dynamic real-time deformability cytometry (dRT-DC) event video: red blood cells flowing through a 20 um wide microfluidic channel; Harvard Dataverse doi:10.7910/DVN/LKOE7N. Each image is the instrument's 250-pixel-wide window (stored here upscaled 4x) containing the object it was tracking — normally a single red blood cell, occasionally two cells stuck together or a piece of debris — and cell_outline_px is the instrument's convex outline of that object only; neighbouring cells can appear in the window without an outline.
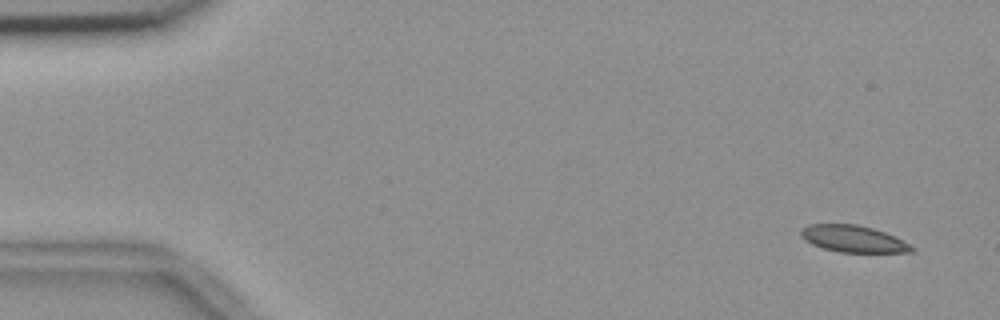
{"species": "common noctule bat (a hibernating species)", "species_latin": "Nyctalus noctula", "temperature_condition": "room temperature", "stored_images_in_passage": 4, "camera_frame_rate_fps": 3000, "um_per_image_px": 0.085, "animal": {"sex": "female", "body_mass_g": 18.4}, "frame": {"image": 1, "passage_image": 1, "time_ms": 0.0, "image_size_px": [1000, 320], "cell_outline_px": [[916, 248], [912, 252], [840, 252], [824, 248], [812, 244], [804, 240], [800, 236], [800, 228], [808, 224], [856, 224], [872, 228], [884, 232]], "centroid_in_image_um": [72.46, 20.29], "position_along_channel_um": 12.5, "area_um2": 17.11}}
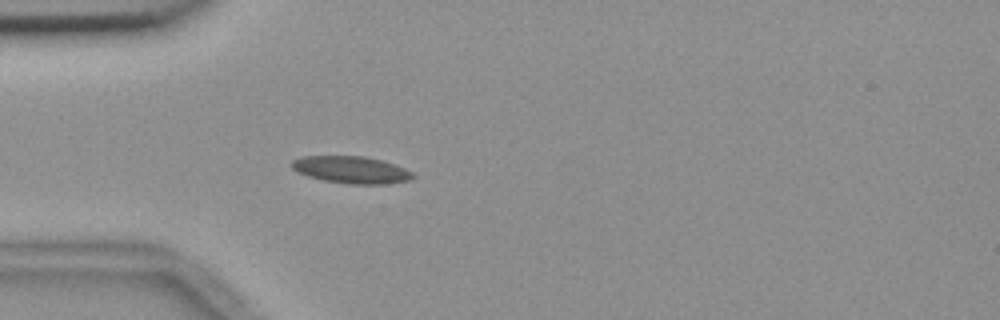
{"frame": {"image": 2, "passage_image": 4, "time_ms": 1.0, "image_size_px": [1000, 320], "cell_outline_px": [[416, 176], [412, 180], [388, 184], [348, 184], [324, 180], [308, 176], [296, 172], [292, 168], [292, 160], [300, 156], [364, 156], [380, 160], [404, 168], [412, 172]], "centroid_in_image_um": [29.86, 14.44], "position_along_channel_um": 55.1, "area_um2": 19.19}}